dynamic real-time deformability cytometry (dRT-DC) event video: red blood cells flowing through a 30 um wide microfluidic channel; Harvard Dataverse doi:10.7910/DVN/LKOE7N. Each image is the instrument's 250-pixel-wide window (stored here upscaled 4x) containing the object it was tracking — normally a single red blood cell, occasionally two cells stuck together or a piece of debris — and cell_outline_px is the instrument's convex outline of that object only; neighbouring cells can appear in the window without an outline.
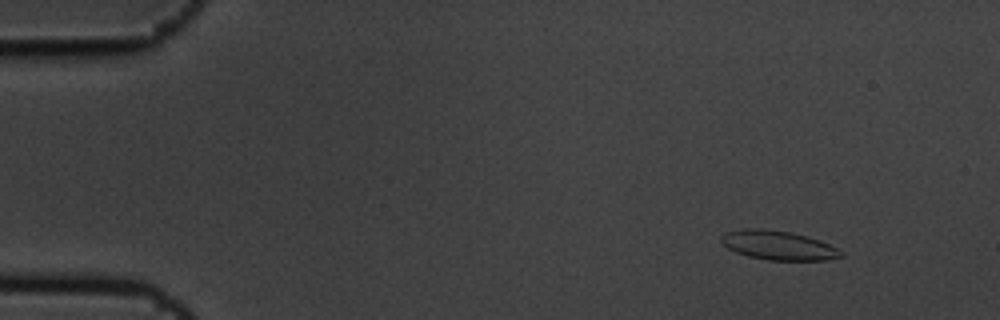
{"species": "common noctule bat (a hibernating species)", "species_latin": "Nyctalus noctula", "temperature_condition": "cold", "stored_images_in_passage": 5, "camera_frame_rate_fps": 3000, "um_per_image_px": 0.085, "animal": {"sex": "male", "body_mass_g": 19.5, "forearm_length_mm": 54.6}, "frame": {"image": 1, "passage_image": 2, "time_ms": 0.333, "image_size_px": [1000, 320], "cell_outline_px": [[844, 256], [824, 260], [768, 260], [748, 256], [736, 252], [728, 248], [720, 240], [720, 236], [724, 232], [744, 228], [760, 228], [788, 232], [820, 240], [844, 252]], "centroid_in_image_um": [66.12, 20.85], "position_along_channel_um": 18.9, "area_um2": 20.23}}